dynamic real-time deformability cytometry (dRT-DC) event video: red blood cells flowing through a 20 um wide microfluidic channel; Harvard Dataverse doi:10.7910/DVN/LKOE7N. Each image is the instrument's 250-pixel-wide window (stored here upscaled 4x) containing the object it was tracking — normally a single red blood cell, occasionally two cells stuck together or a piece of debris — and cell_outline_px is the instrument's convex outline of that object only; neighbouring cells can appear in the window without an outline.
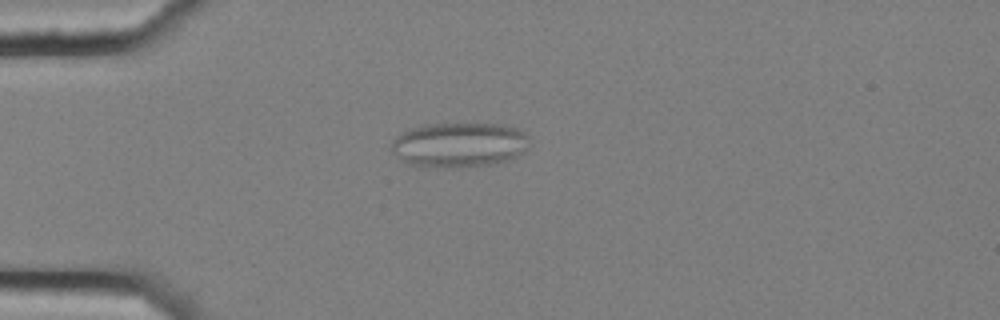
{"species": "common noctule bat (a hibernating species)", "species_latin": "Nyctalus noctula", "temperature_condition": "cold", "stored_images_in_passage": 7, "camera_frame_rate_fps": 3000, "um_per_image_px": 0.085, "animal": {"sex": "female", "body_mass_g": 25.1}, "frame": {"image": 1, "passage_image": 3, "time_ms": 0.667, "image_size_px": [1000, 320], "cell_outline_px": [[528, 148], [524, 152], [516, 156], [504, 160], [488, 164], [452, 168], [408, 164], [392, 152], [392, 140], [400, 132], [424, 124], [476, 120], [504, 124], [516, 128], [524, 132], [528, 136]], "centroid_in_image_um": [39.04, 12.23], "position_along_channel_um": 46.0, "area_um2": 36.99}}